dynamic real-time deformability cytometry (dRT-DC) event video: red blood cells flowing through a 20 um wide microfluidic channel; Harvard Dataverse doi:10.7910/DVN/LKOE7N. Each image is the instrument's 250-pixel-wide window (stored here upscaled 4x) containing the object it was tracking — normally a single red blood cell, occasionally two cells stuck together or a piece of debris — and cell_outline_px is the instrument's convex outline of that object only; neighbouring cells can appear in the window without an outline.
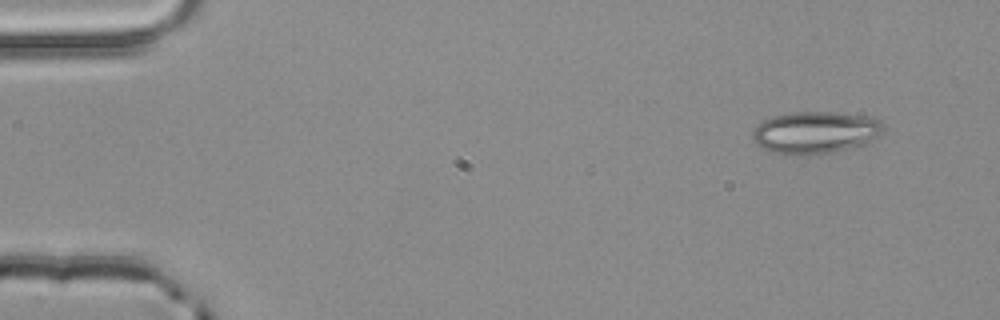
{"species": "common noctule bat (a hibernating species)", "species_latin": "Nyctalus noctula", "temperature_condition": "room temperature", "stored_images_in_passage": 4, "camera_frame_rate_fps": 3000, "um_per_image_px": 0.085, "animal": {"sex": "male", "body_mass_g": 20.4}, "frame": {"image": 1, "passage_image": 1, "time_ms": 0.0, "image_size_px": [1000, 320], "cell_outline_px": [[888, 128], [880, 136], [864, 144], [836, 152], [804, 156], [784, 156], [772, 152], [764, 148], [752, 136], [752, 132], [764, 120], [772, 116], [792, 112], [832, 112], [876, 116]], "centroid_in_image_um": [69.41, 11.27], "position_along_channel_um": 15.6, "area_um2": 32.83}}